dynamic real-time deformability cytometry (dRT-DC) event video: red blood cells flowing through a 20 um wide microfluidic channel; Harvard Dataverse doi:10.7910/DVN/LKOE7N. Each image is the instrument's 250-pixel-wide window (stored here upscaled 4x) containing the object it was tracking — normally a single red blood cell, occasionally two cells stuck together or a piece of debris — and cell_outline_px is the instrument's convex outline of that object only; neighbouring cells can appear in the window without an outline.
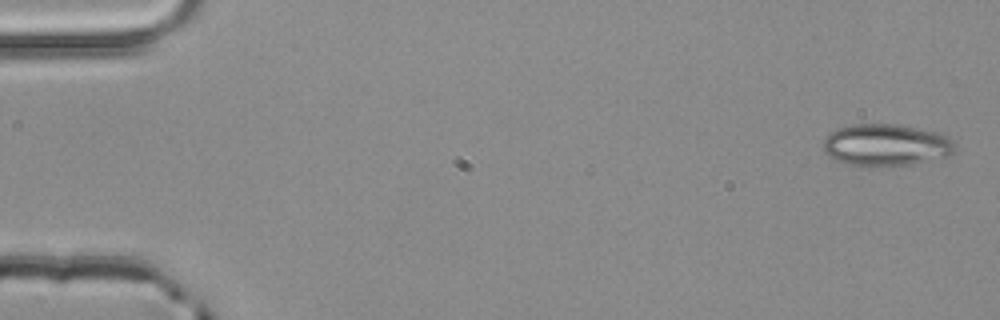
{"species": "common noctule bat (a hibernating species)", "species_latin": "Nyctalus noctula", "temperature_condition": "room temperature", "stored_images_in_passage": 4, "camera_frame_rate_fps": 3000, "um_per_image_px": 0.085, "animal": {"sex": "male", "body_mass_g": 20.4}, "frame": {"image": 1, "passage_image": 1, "time_ms": 0.0, "image_size_px": [1000, 320], "cell_outline_px": [[956, 152], [948, 156], [912, 164], [848, 164], [836, 160], [828, 156], [824, 152], [824, 140], [832, 132], [840, 128], [856, 124], [900, 124], [936, 132], [948, 136], [956, 144]], "centroid_in_image_um": [75.37, 12.3], "position_along_channel_um": 9.6, "area_um2": 31.62}}